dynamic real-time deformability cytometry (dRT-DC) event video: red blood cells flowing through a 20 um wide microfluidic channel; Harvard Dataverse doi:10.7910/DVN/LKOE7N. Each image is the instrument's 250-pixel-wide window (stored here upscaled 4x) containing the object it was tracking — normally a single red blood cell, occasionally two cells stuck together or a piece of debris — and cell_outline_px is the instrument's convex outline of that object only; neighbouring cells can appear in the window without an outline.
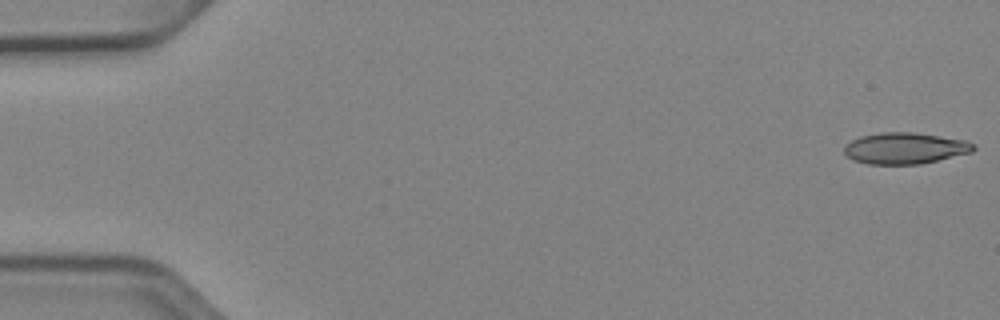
{"species": "Egyptian fruit bat (a non-hibernating species)", "species_latin": "Rousettus aegyptiacus", "temperature_condition": "cold", "stored_images_in_passage": 52, "camera_frame_rate_fps": 3000, "um_per_image_px": 0.085, "animal": {"sex": "female"}, "frame": {"image": 1, "passage_image": 1, "time_ms": 0.0, "image_size_px": [1000, 320], "cell_outline_px": [[976, 148], [972, 152], [920, 164], [868, 164], [856, 160], [848, 156], [844, 152], [844, 148], [852, 140], [860, 136], [880, 132], [912, 132], [964, 140], [976, 144]], "centroid_in_image_um": [76.94, 12.6], "position_along_channel_um": 8.1, "area_um2": 23.35}}
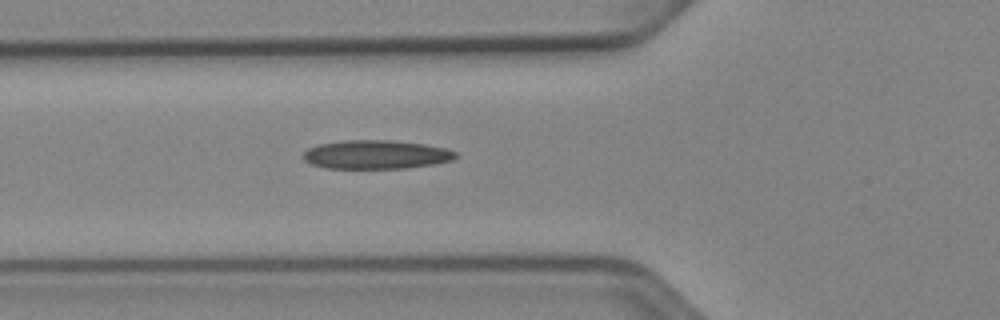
{"frame": {"image": 2, "passage_image": 19, "time_ms": 6.0, "image_size_px": [1000, 320], "cell_outline_px": [[456, 156], [452, 160], [432, 164], [404, 168], [324, 168], [312, 164], [304, 160], [304, 152], [308, 148], [320, 144], [344, 140], [392, 140], [424, 144], [444, 148], [456, 152]], "centroid_in_image_um": [31.94, 13.13], "position_along_channel_um": 93.9, "area_um2": 25.32}}
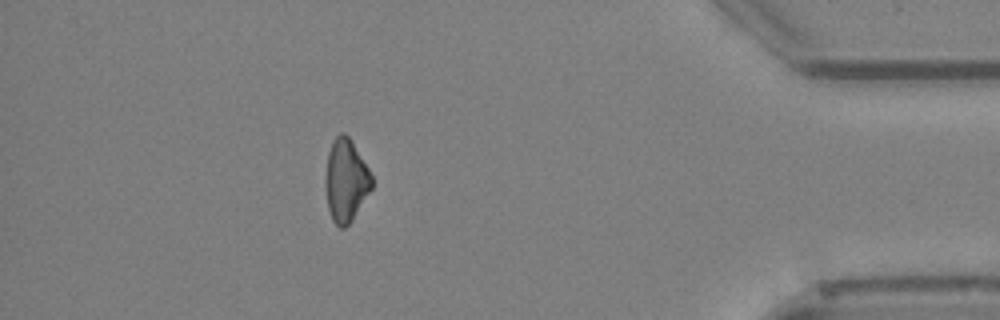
{"frame": {"image": 3, "passage_image": 46, "time_ms": 15.0, "image_size_px": [1000, 320], "cell_outline_px": [[372, 188], [352, 220], [344, 228], [340, 228], [332, 220], [328, 208], [324, 184], [324, 176], [328, 152], [332, 140], [340, 132], [344, 132], [352, 140], [368, 168], [372, 176]], "centroid_in_image_um": [29.37, 15.31], "position_along_channel_um": 405.8, "area_um2": 22.54}}